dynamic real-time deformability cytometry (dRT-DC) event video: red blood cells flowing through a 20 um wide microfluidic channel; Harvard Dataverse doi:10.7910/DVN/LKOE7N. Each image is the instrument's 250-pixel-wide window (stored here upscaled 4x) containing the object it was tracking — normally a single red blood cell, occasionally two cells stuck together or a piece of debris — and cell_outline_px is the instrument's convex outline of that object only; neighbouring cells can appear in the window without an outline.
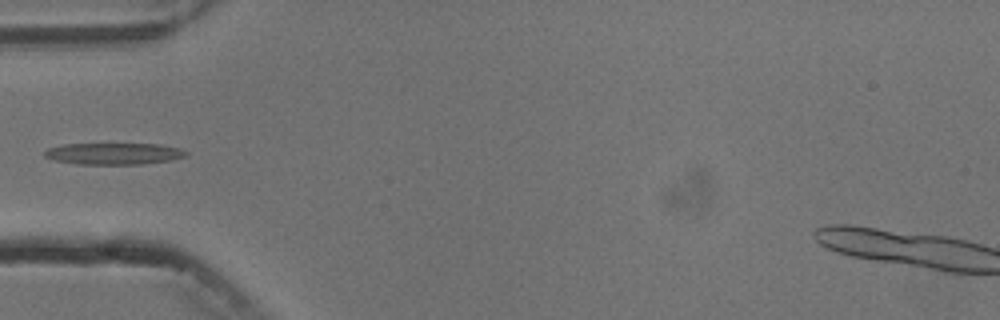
{"species": "common noctule bat (a hibernating species)", "species_latin": "Nyctalus noctula", "temperature_condition": "cold", "stored_images_in_passage": 7, "camera_frame_rate_fps": 3000, "um_per_image_px": 0.085, "animal": {"sex": "male", "body_mass_g": 13.3}, "frame": {"image": 1, "passage_image": 3, "time_ms": 3.333, "image_size_px": [1000, 320], "cell_outline_px": [[188, 156], [172, 160], [140, 164], [80, 164], [56, 160], [44, 156], [44, 152], [48, 148], [64, 144], [160, 144], [180, 148], [188, 152]], "centroid_in_image_um": [9.73, 13.06], "position_along_channel_um": 75.3, "area_um2": 17.74}}
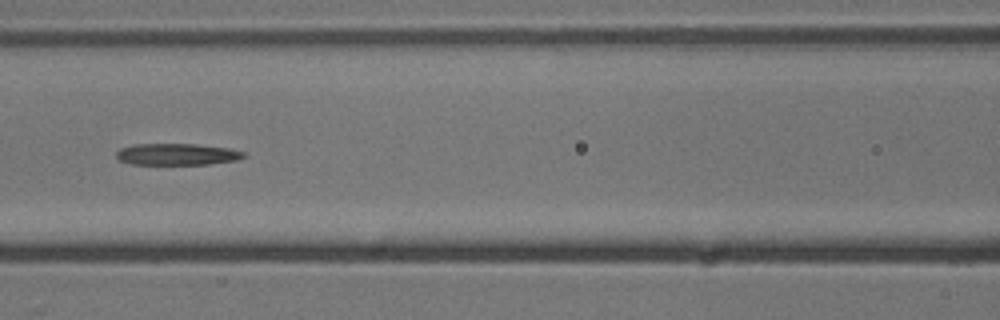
{"frame": {"image": 2, "passage_image": 5, "time_ms": 5.333, "image_size_px": [1000, 320], "cell_outline_px": [[248, 156], [236, 160], [208, 164], [132, 164], [120, 160], [116, 156], [116, 152], [120, 148], [132, 144], [196, 144], [228, 148], [244, 152]], "centroid_in_image_um": [15.04, 13.11], "position_along_channel_um": 151.6, "area_um2": 16.01}}
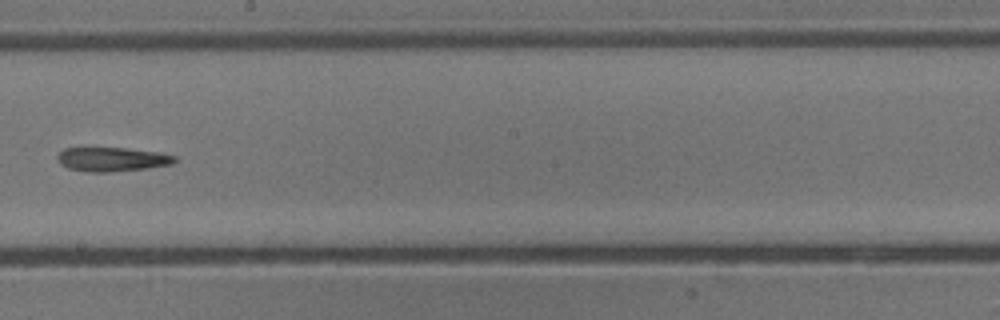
{"frame": {"image": 3, "passage_image": 7, "time_ms": 7.667, "image_size_px": [1000, 320], "cell_outline_px": [[176, 160], [172, 164], [148, 168], [108, 172], [88, 172], [68, 168], [60, 164], [56, 156], [64, 148], [80, 144], [128, 148], [160, 152], [176, 156]], "centroid_in_image_um": [9.44, 13.48], "position_along_channel_um": 238.8, "area_um2": 17.46}}